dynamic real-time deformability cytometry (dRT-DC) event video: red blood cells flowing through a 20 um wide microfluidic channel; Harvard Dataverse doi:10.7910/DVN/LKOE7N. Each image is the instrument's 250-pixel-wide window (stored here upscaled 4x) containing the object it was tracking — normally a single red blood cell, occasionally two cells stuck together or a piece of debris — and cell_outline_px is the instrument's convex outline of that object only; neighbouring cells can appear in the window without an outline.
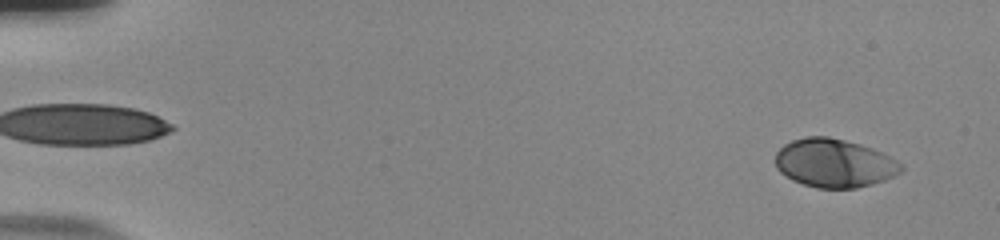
{"species": "human", "species_latin": "Homo sapiens", "temperature_condition": "room temperature", "stored_images_in_passage": 56, "camera_frame_rate_fps": 3000, "um_per_image_px": 0.085, "donor": {"sex": "male"}, "frame": {"image": 1, "passage_image": 3, "time_ms": 0.667, "image_size_px": [1000, 240], "cell_outline_px": [[904, 168], [900, 172], [884, 180], [872, 184], [856, 188], [816, 188], [792, 180], [780, 172], [776, 168], [776, 152], [784, 144], [792, 140], [804, 136], [828, 136], [860, 144], [872, 148], [896, 160]], "centroid_in_image_um": [70.88, 13.86], "position_along_channel_um": 14.1, "area_um2": 35.43}}
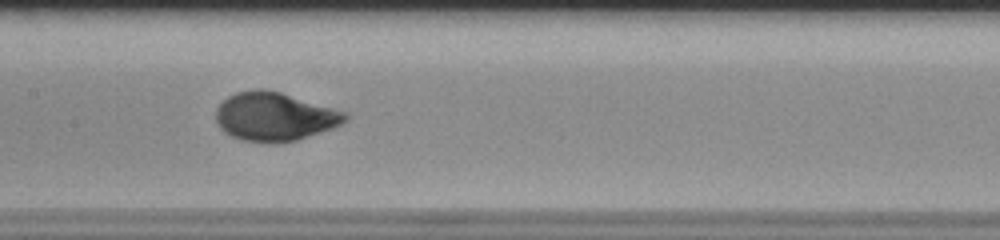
{"frame": {"image": 2, "passage_image": 29, "time_ms": 9.333, "image_size_px": [1000, 240], "cell_outline_px": [[348, 120], [332, 128], [296, 140], [276, 144], [268, 144], [240, 140], [224, 132], [220, 128], [216, 120], [216, 108], [228, 96], [236, 92], [256, 88], [264, 88], [280, 92], [348, 112]], "centroid_in_image_um": [23.33, 9.92], "position_along_channel_um": 184.1, "area_um2": 36.93}}
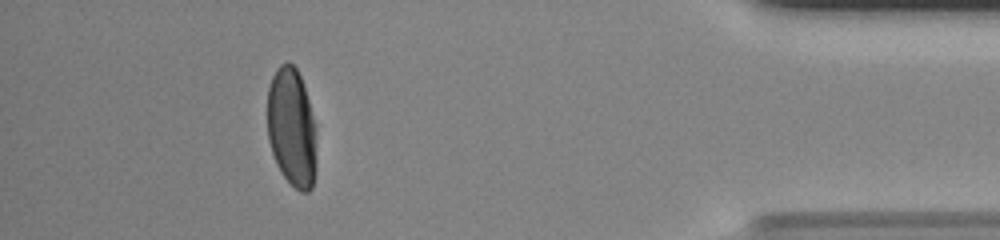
{"frame": {"image": 3, "passage_image": 51, "time_ms": 16.667, "image_size_px": [1000, 240], "cell_outline_px": [[316, 164], [312, 188], [308, 192], [300, 192], [280, 172], [276, 164], [268, 140], [268, 88], [272, 76], [276, 68], [280, 64], [288, 60], [296, 68], [300, 76], [316, 124]], "centroid_in_image_um": [24.8, 10.84], "position_along_channel_um": 410.4, "area_um2": 34.33}, "authors_computed_cell_mechanics": {"area_um2": 35.4892, "velocity_mm_per_s": 3.6976, "shape_relaxation_time_tau1_ms": 3.9279, "shape_relaxation_time_tau2_ms": null, "deformation_change_tau1": 0.1941, "deformation_change_tau2": null}}